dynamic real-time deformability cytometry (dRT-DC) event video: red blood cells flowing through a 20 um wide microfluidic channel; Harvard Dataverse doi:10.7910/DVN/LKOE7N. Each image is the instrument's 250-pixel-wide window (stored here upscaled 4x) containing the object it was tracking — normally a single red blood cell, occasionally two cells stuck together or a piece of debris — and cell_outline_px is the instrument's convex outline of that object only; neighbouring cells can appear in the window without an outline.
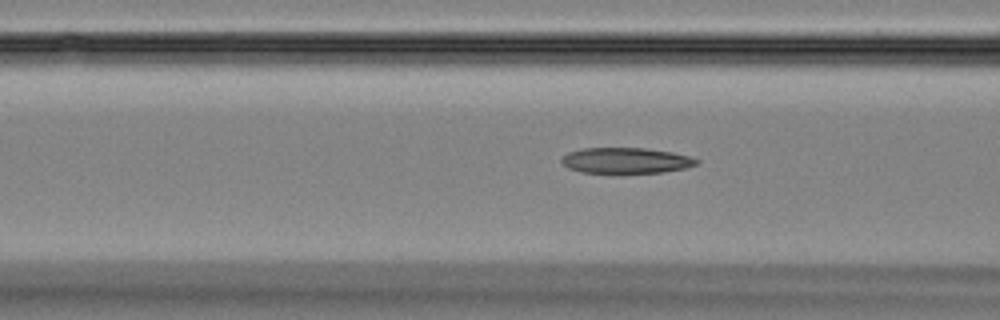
{"species": "Egyptian fruit bat (a non-hibernating species)", "species_latin": "Rousettus aegyptiacus", "temperature_condition": "room temperature", "stored_images_in_passage": 51, "camera_frame_rate_fps": 3000, "um_per_image_px": 0.085, "animal": {"sex": "female"}, "frame": {"image": 1, "passage_image": 20, "time_ms": 6.333, "image_size_px": [1000, 320], "cell_outline_px": [[700, 160], [696, 164], [684, 168], [660, 172], [620, 176], [580, 172], [568, 168], [560, 160], [568, 152], [584, 148], [644, 148], [672, 152], [688, 156]], "centroid_in_image_um": [53.15, 13.69], "position_along_channel_um": 113.4, "area_um2": 20.98}}
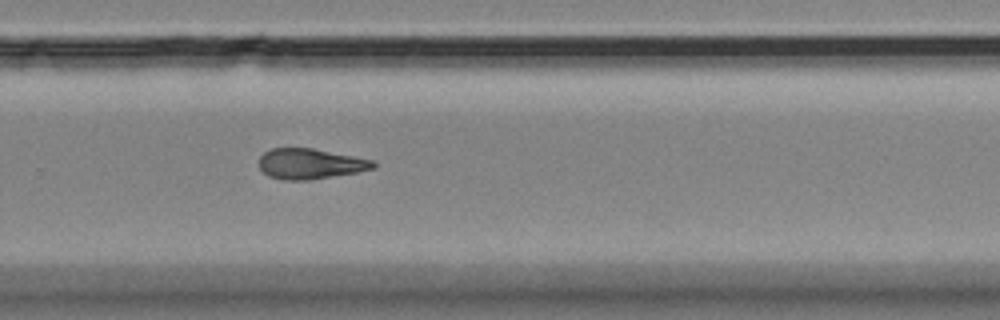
{"frame": {"image": 2, "passage_image": 35, "time_ms": 11.333, "image_size_px": [1000, 320], "cell_outline_px": [[376, 168], [356, 172], [308, 180], [280, 180], [268, 176], [260, 168], [260, 156], [264, 152], [272, 148], [312, 148], [372, 160], [376, 164]], "centroid_in_image_um": [26.34, 13.93], "position_along_channel_um": 303.5, "area_um2": 20.06}}
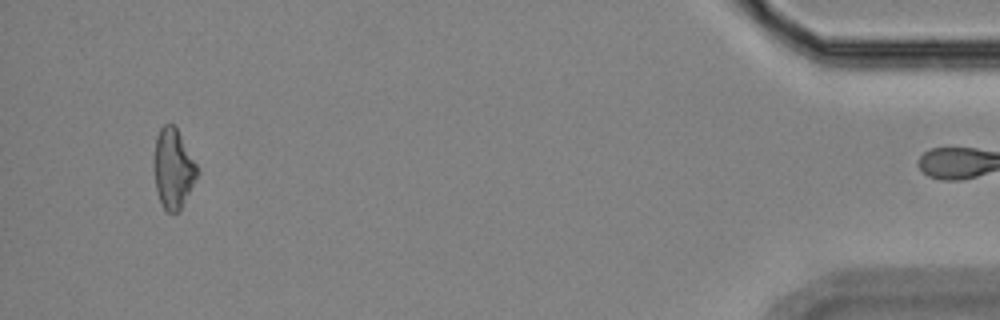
{"frame": {"image": 3, "passage_image": 50, "time_ms": 16.333, "image_size_px": [1000, 320], "cell_outline_px": [[200, 172], [180, 208], [176, 212], [168, 212], [160, 204], [156, 188], [152, 168], [152, 160], [156, 136], [160, 128], [164, 124], [172, 124], [176, 128], [196, 164]], "centroid_in_image_um": [14.67, 14.32], "position_along_channel_um": 420.5, "area_um2": 20.11}}